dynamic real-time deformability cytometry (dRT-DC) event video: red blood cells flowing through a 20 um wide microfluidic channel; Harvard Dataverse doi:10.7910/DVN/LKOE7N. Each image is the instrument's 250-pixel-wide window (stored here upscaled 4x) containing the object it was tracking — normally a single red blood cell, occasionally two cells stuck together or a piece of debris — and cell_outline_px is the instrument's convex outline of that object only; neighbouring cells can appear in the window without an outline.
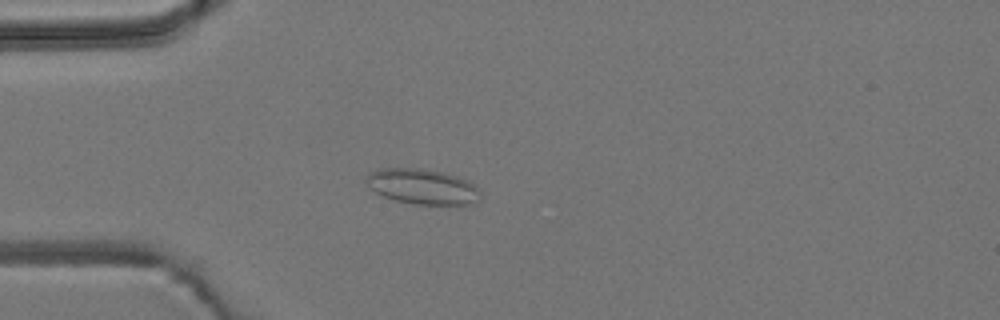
{"species": "common noctule bat (a hibernating species)", "species_latin": "Nyctalus noctula", "temperature_condition": "room temperature", "stored_images_in_passage": 5, "camera_frame_rate_fps": 3000, "um_per_image_px": 0.085, "animal": {"sex": "male", "body_mass_g": 19.2, "forearm_length_mm": 51.8}, "frame": {"image": 1, "passage_image": 5, "time_ms": 1.333, "image_size_px": [1000, 320], "cell_outline_px": [[480, 200], [476, 204], [412, 204], [396, 200], [384, 196], [376, 192], [364, 180], [372, 172], [384, 168], [424, 168], [444, 172], [468, 180], [480, 188]], "centroid_in_image_um": [35.98, 15.86], "position_along_channel_um": 49.0, "area_um2": 23.52}}